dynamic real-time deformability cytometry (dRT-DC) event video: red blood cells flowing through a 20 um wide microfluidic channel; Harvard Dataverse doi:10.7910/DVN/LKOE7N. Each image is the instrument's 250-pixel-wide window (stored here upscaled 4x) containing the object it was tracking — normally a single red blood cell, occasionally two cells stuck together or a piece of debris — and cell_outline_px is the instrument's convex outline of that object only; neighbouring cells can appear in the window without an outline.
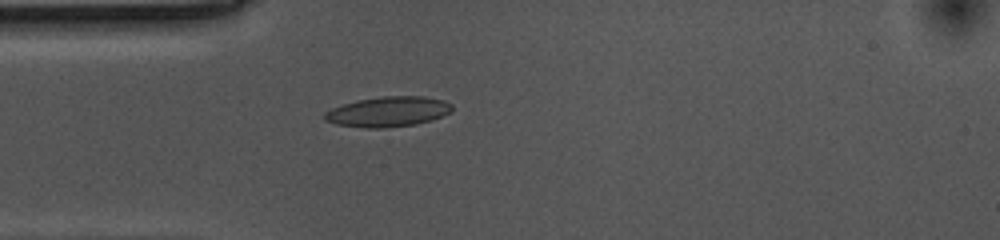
{"species": "common noctule bat (a hibernating species)", "species_latin": "Nyctalus noctula", "temperature_condition": "cold", "stored_images_in_passage": 42, "camera_frame_rate_fps": 3000, "um_per_image_px": 0.085, "animal": {"sex": "female", "body_mass_g": 10.0, "forearm_length_mm": 53.1}, "frame": {"image": 1, "passage_image": 1, "time_ms": 0.0, "image_size_px": [1000, 240], "cell_outline_px": [[452, 112], [432, 120], [416, 124], [384, 128], [368, 128], [336, 124], [324, 120], [324, 112], [332, 108], [356, 100], [384, 96], [424, 96], [444, 100], [452, 104]], "centroid_in_image_um": [33.01, 9.49], "position_along_channel_um": 52.0, "area_um2": 22.48}}
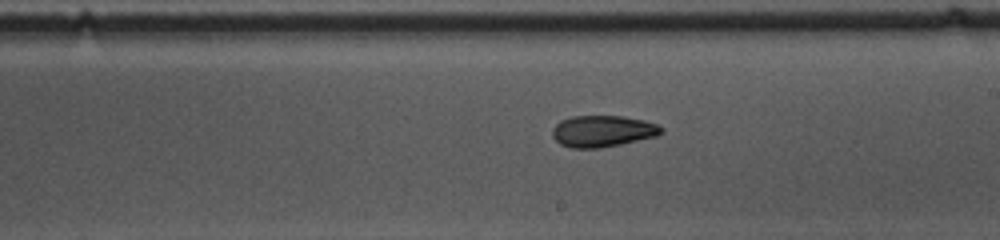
{"frame": {"image": 2, "passage_image": 17, "time_ms": 5.333, "image_size_px": [1000, 240], "cell_outline_px": [[664, 132], [656, 136], [620, 144], [600, 148], [572, 148], [560, 144], [552, 136], [552, 128], [560, 120], [572, 116], [624, 116], [644, 120], [656, 124], [664, 128]], "centroid_in_image_um": [51.22, 11.14], "position_along_channel_um": 237.8, "area_um2": 20.06}}
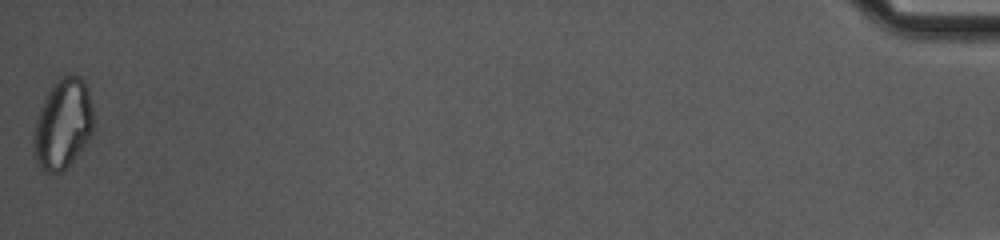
{"frame": {"image": 3, "passage_image": 42, "time_ms": 13.667, "image_size_px": [1000, 240], "cell_outline_px": [[92, 132], [88, 140], [80, 152], [68, 168], [64, 172], [48, 172], [40, 168], [36, 164], [32, 144], [32, 136], [36, 116], [52, 84], [60, 76], [68, 72], [80, 76], [84, 80], [88, 88], [92, 108]], "centroid_in_image_um": [5.32, 10.53], "position_along_channel_um": 429.9, "area_um2": 32.08}, "authors_computed_cell_mechanics": {"area_um2": 20.7791, "velocity_mm_per_s": 3.5456, "shape_relaxation_time_tau1_ms": null, "shape_relaxation_time_tau2_ms": 9.8799, "deformation_change_tau1": null, "deformation_change_tau2": 0.1622}}